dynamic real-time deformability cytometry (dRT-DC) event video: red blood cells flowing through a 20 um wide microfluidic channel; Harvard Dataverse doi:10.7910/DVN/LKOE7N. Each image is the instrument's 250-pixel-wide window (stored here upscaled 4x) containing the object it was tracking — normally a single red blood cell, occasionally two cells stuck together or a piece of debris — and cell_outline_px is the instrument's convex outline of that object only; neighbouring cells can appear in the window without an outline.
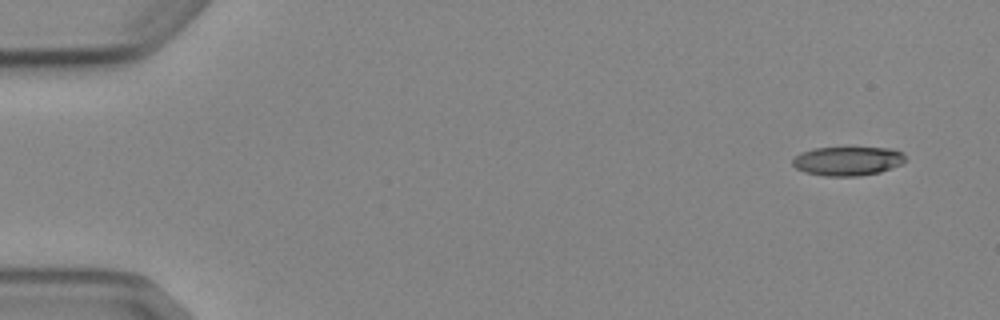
{"species": "Egyptian fruit bat (a non-hibernating species)", "species_latin": "Rousettus aegyptiacus", "temperature_condition": "cold", "stored_images_in_passage": 8, "camera_frame_rate_fps": 3000, "um_per_image_px": 0.085, "animal": {"sex": "female"}, "frame": {"image": 1, "passage_image": 1, "time_ms": 0.0, "image_size_px": [1000, 320], "cell_outline_px": [[904, 164], [880, 172], [860, 176], [824, 176], [804, 172], [796, 168], [792, 164], [792, 160], [800, 152], [812, 148], [892, 148], [900, 152], [904, 156]], "centroid_in_image_um": [72.03, 13.69], "position_along_channel_um": 13.0, "area_um2": 19.13}}
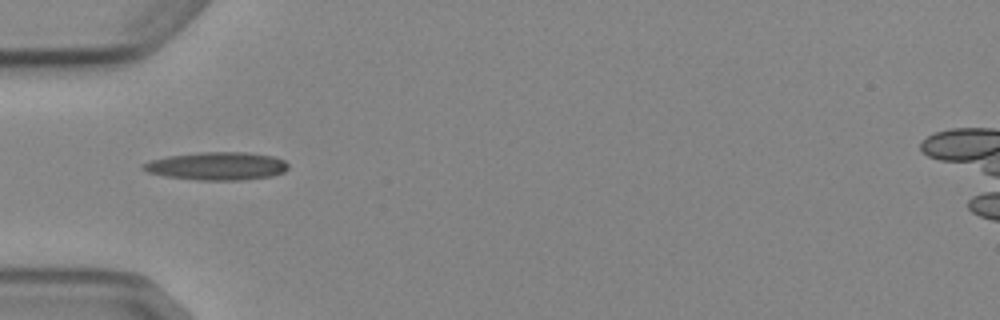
{"frame": {"image": 2, "passage_image": 5, "time_ms": 4.667, "image_size_px": [1000, 320], "cell_outline_px": [[288, 168], [284, 172], [272, 176], [244, 180], [196, 180], [164, 176], [148, 172], [140, 168], [140, 164], [152, 160], [168, 156], [200, 152], [244, 152], [272, 156], [284, 160], [288, 164]], "centroid_in_image_um": [18.42, 14.12], "position_along_channel_um": 66.6, "area_um2": 23.76}}
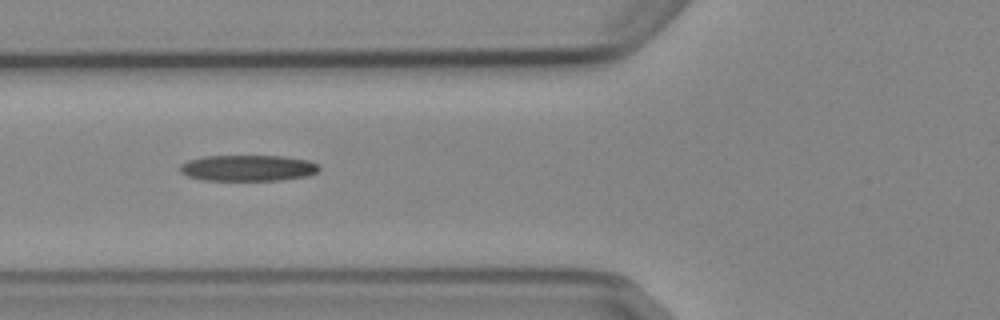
{"frame": {"image": 3, "passage_image": 6, "time_ms": 5.667, "image_size_px": [1000, 320], "cell_outline_px": [[320, 172], [308, 176], [280, 180], [200, 180], [188, 176], [180, 172], [180, 164], [188, 160], [208, 156], [284, 156], [308, 160], [320, 164]], "centroid_in_image_um": [21.12, 14.28], "position_along_channel_um": 104.7, "area_um2": 21.33}}